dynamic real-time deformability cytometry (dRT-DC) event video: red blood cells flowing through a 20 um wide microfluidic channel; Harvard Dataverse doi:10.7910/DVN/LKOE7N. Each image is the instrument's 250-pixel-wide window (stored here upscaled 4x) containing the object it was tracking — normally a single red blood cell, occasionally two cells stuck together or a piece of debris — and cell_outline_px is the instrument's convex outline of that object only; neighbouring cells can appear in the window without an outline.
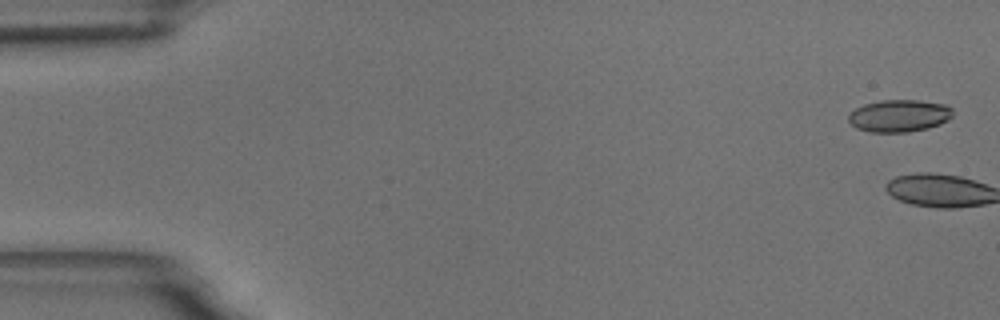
{"species": "common noctule bat (a hibernating species)", "species_latin": "Nyctalus noctula", "temperature_condition": "room temperature", "stored_images_in_passage": 5, "camera_frame_rate_fps": 3000, "um_per_image_px": 0.085, "animal": {"sex": "male", "body_mass_g": 18.8}, "frame": {"image": 1, "passage_image": 1, "time_ms": 0.0, "image_size_px": [1000, 320], "cell_outline_px": [[952, 116], [948, 120], [940, 124], [928, 128], [908, 132], [872, 132], [856, 128], [848, 120], [848, 116], [856, 108], [864, 104], [880, 100], [920, 100], [948, 104], [952, 108]], "centroid_in_image_um": [76.46, 9.83], "position_along_channel_um": 8.5, "area_um2": 19.71}}